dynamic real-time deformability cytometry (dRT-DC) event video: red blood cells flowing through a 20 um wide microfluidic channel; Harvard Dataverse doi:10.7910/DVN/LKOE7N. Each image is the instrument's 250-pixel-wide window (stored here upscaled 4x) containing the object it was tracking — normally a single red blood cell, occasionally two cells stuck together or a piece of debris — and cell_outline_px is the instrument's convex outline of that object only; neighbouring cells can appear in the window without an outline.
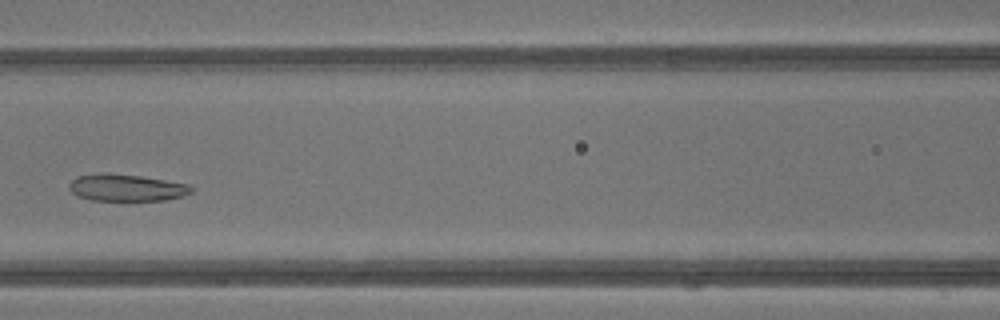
{"species": "common noctule bat (a hibernating species)", "species_latin": "Nyctalus noctula", "temperature_condition": "warm", "stored_images_in_passage": 29, "camera_frame_rate_fps": 3000, "um_per_image_px": 0.085, "animal": {"sex": "male", "body_mass_g": 13.3}, "frame": {"image": 1, "passage_image": 6, "time_ms": 1.667, "image_size_px": [1000, 320], "cell_outline_px": [[196, 188], [192, 192], [180, 196], [164, 200], [92, 200], [80, 196], [72, 192], [68, 188], [68, 184], [76, 176], [104, 172], [108, 172], [140, 176], [188, 184]], "centroid_in_image_um": [10.73, 15.94], "position_along_channel_um": 155.9, "area_um2": 19.13}}
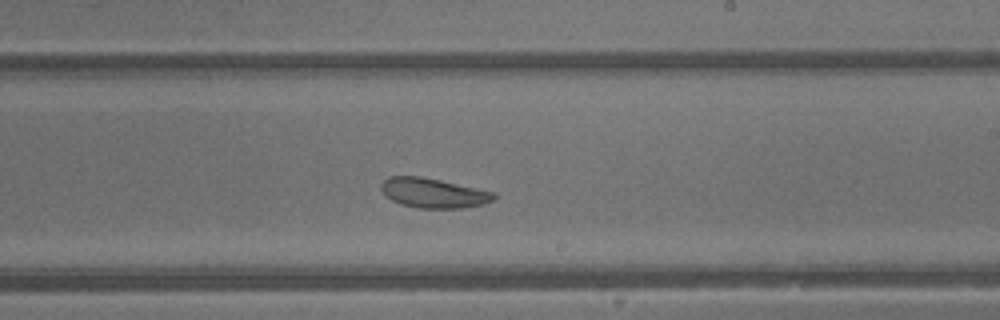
{"frame": {"image": 2, "passage_image": 12, "time_ms": 3.667, "image_size_px": [1000, 320], "cell_outline_px": [[496, 200], [484, 204], [460, 208], [420, 208], [400, 204], [384, 196], [380, 188], [380, 184], [388, 176], [420, 176], [440, 180], [496, 192]], "centroid_in_image_um": [36.83, 16.4], "position_along_channel_um": 252.2, "area_um2": 19.71}}
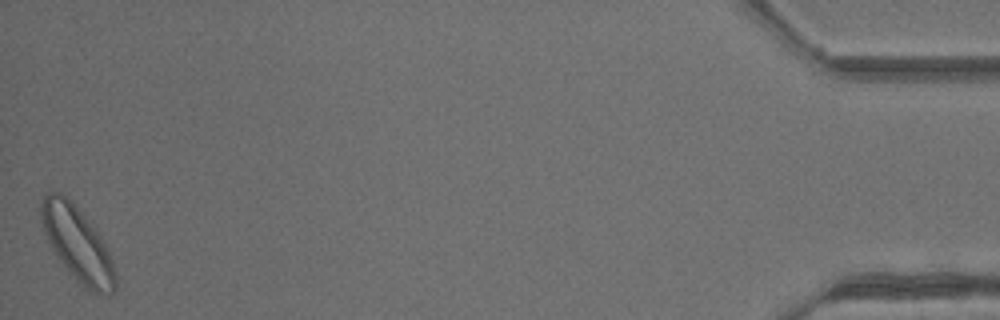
{"frame": {"image": 3, "passage_image": 29, "time_ms": 9.333, "image_size_px": [1000, 320], "cell_outline_px": [[116, 288], [108, 296], [88, 292], [56, 256], [44, 232], [40, 220], [40, 204], [44, 192], [52, 188], [60, 192], [72, 200], [100, 236], [112, 260], [116, 276]], "centroid_in_image_um": [6.55, 20.69], "position_along_channel_um": 428.7, "area_um2": 32.37}}